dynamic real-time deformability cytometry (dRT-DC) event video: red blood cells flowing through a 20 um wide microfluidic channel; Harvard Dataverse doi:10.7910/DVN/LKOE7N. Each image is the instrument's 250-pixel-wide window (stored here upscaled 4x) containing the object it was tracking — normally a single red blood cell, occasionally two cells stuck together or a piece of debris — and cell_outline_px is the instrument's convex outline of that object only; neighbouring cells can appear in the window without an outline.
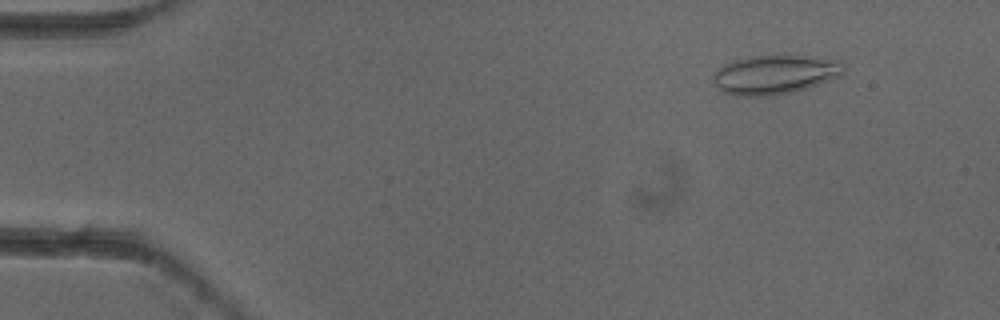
{"species": "common noctule bat (a hibernating species)", "species_latin": "Nyctalus noctula", "temperature_condition": "cold", "stored_images_in_passage": 4, "camera_frame_rate_fps": 3000, "um_per_image_px": 0.085, "animal": {"sex": "female"}, "frame": {"image": 1, "passage_image": 2, "time_ms": 0.333, "image_size_px": [1000, 320], "cell_outline_px": [[844, 68], [840, 76], [792, 92], [768, 96], [736, 96], [720, 92], [712, 76], [724, 64], [748, 56], [784, 52], [840, 60], [844, 64]], "centroid_in_image_um": [65.87, 6.29], "position_along_channel_um": 19.1, "area_um2": 30.46}}